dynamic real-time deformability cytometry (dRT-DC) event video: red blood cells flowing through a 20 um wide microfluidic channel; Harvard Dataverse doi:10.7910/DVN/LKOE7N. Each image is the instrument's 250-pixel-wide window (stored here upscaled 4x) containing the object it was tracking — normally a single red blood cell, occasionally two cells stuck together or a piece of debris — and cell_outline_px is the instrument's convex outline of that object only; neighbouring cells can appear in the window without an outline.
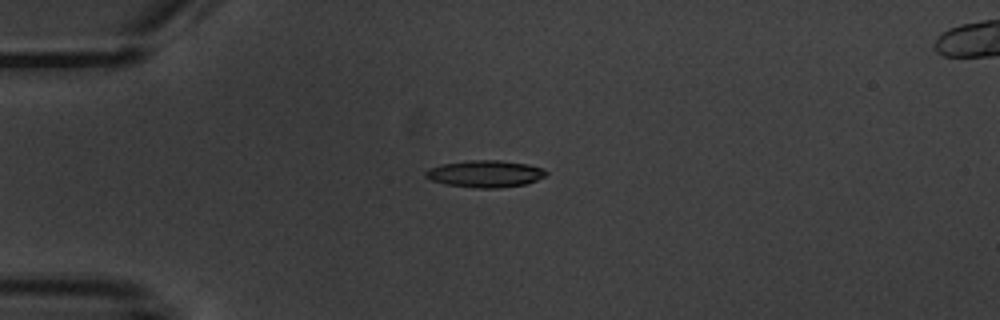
{"species": "common noctule bat (a hibernating species)", "species_latin": "Nyctalus noctula", "temperature_condition": "warm", "stored_images_in_passage": 9, "camera_frame_rate_fps": 3000, "um_per_image_px": 0.085, "animal": {"sex": "male", "body_mass_g": 20.1, "forearm_length_mm": 53.5}, "frame": {"image": 1, "passage_image": 4, "time_ms": 4.333, "image_size_px": [1000, 320], "cell_outline_px": [[548, 172], [544, 176], [536, 180], [524, 184], [500, 188], [476, 188], [444, 184], [432, 180], [424, 176], [424, 172], [440, 164], [468, 160], [500, 160], [528, 164], [540, 168]], "centroid_in_image_um": [41.21, 14.77], "position_along_channel_um": 43.8, "area_um2": 18.84}}
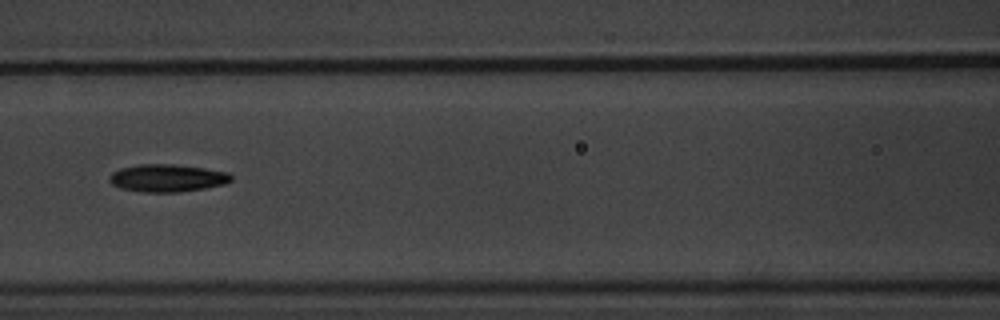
{"frame": {"image": 2, "passage_image": 7, "time_ms": 8.0, "image_size_px": [1000, 320], "cell_outline_px": [[232, 180], [224, 184], [204, 188], [180, 192], [144, 192], [120, 188], [112, 184], [108, 180], [108, 176], [112, 172], [120, 168], [140, 164], [176, 164], [204, 168], [228, 172], [232, 176]], "centroid_in_image_um": [14.2, 15.13], "position_along_channel_um": 152.4, "area_um2": 19.65}}
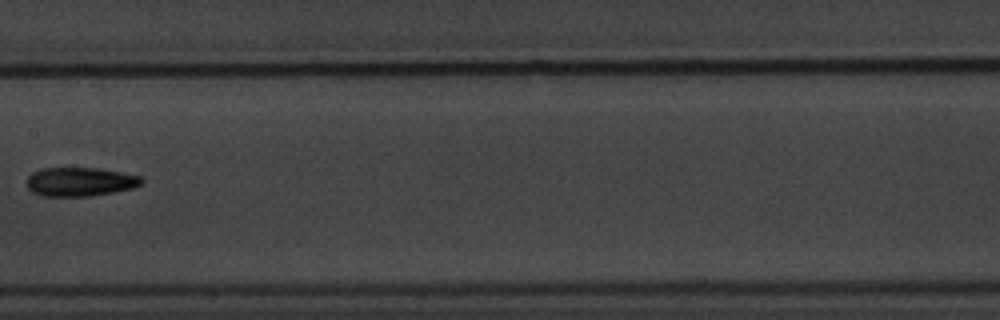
{"frame": {"image": 3, "passage_image": 8, "time_ms": 9.333, "image_size_px": [1000, 320], "cell_outline_px": [[144, 180], [140, 184], [132, 188], [92, 196], [40, 196], [32, 192], [28, 188], [28, 176], [32, 172], [40, 168], [100, 168], [140, 176]], "centroid_in_image_um": [6.78, 15.45], "position_along_channel_um": 200.6, "area_um2": 19.31}}